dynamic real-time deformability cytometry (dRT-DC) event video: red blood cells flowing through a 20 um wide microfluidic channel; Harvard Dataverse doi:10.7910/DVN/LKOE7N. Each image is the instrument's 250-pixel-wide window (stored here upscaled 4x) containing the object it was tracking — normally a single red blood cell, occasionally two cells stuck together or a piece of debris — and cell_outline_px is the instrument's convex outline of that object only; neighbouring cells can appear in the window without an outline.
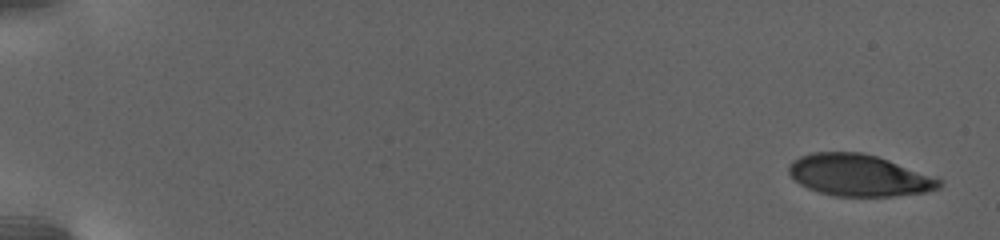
{"species": "human", "species_latin": "Homo sapiens", "temperature_condition": "warm", "stored_images_in_passage": 36, "camera_frame_rate_fps": 3000, "um_per_image_px": 0.085, "donor": {"sex": "female"}, "frame": {"image": 1, "passage_image": 1, "time_ms": 0.0, "image_size_px": [1000, 240], "cell_outline_px": [[940, 188], [924, 192], [892, 196], [836, 196], [820, 192], [808, 188], [800, 184], [788, 172], [788, 164], [792, 160], [800, 156], [812, 152], [860, 152], [876, 156], [888, 160], [940, 180]], "centroid_in_image_um": [72.93, 14.9], "position_along_channel_um": 12.1, "area_um2": 35.95}}
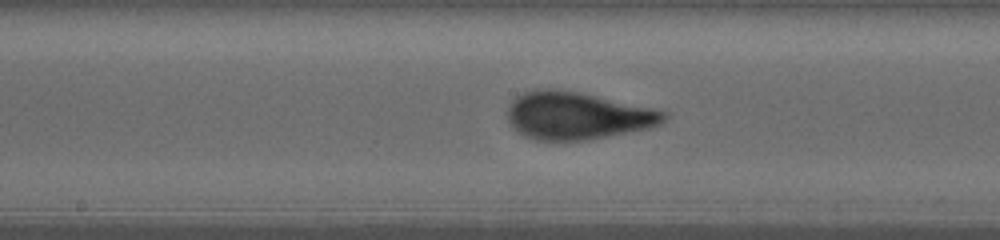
{"frame": {"image": 2, "passage_image": 16, "time_ms": 13.667, "image_size_px": [1000, 240], "cell_outline_px": [[668, 116], [660, 124], [648, 128], [588, 140], [536, 140], [524, 136], [508, 120], [508, 108], [512, 100], [516, 96], [524, 92], [536, 88], [552, 88], [580, 92], [668, 112]], "centroid_in_image_um": [49.04, 9.82], "position_along_channel_um": 199.2, "area_um2": 43.0}}
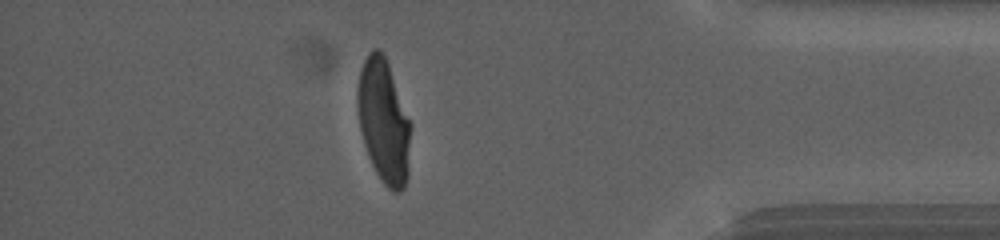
{"frame": {"image": 3, "passage_image": 31, "time_ms": 22.333, "image_size_px": [1000, 240], "cell_outline_px": [[412, 128], [408, 176], [404, 188], [400, 192], [392, 192], [380, 180], [368, 156], [364, 144], [360, 128], [356, 104], [356, 96], [360, 72], [364, 60], [368, 52], [372, 48], [380, 48], [388, 64], [412, 124]], "centroid_in_image_um": [32.63, 10.33], "position_along_channel_um": 402.6, "area_um2": 38.84}, "authors_computed_cell_mechanics": {"area_um2": 39.6508, "velocity_mm_per_s": 2.681, "shape_relaxation_time_tau1_ms": 5.4073, "shape_relaxation_time_tau2_ms": null, "deformation_change_tau1": 0.2031, "deformation_change_tau2": null}}